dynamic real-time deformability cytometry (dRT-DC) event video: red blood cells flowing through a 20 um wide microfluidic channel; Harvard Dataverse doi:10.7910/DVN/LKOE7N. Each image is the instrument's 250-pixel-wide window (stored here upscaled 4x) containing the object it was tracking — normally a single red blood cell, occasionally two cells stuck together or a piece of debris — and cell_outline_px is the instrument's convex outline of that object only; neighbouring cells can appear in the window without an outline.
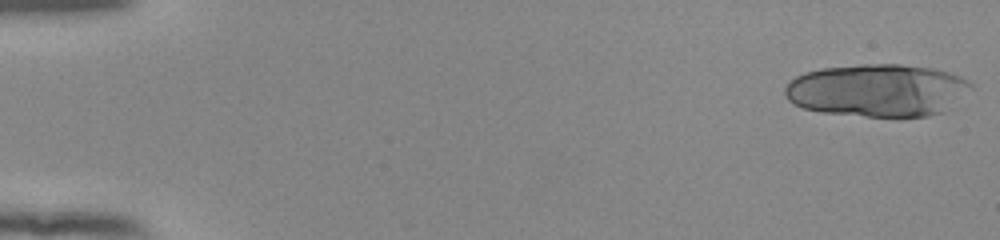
{"species": "human", "species_latin": "Homo sapiens", "temperature_condition": "room temperature", "stored_images_in_passage": 20, "camera_frame_rate_fps": 3000, "um_per_image_px": 0.085, "donor": {"sex": "female"}, "frame": {"image": 1, "passage_image": 1, "time_ms": 0.0, "image_size_px": [1000, 240], "cell_outline_px": [[972, 88], [944, 112], [928, 116], [900, 120], [820, 112], [804, 108], [792, 104], [784, 96], [784, 88], [788, 80], [804, 72], [820, 68], [864, 64], [900, 64], [932, 68], [948, 72], [960, 76], [968, 80], [972, 84]], "centroid_in_image_um": [74.56, 7.71], "position_along_channel_um": 10.4, "area_um2": 58.44}}